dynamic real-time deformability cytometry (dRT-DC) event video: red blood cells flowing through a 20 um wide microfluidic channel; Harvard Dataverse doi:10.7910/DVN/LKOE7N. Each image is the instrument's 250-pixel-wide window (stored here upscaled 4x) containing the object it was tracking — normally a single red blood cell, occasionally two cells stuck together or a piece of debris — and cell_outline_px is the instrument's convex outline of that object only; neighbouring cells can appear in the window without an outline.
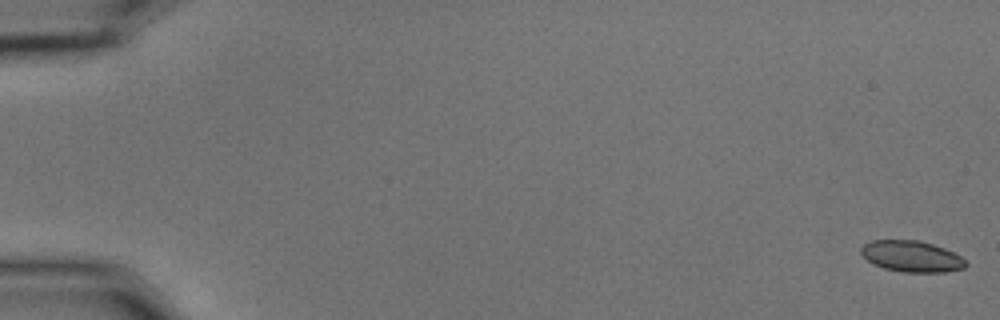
{"species": "common noctule bat (a hibernating species)", "species_latin": "Nyctalus noctula", "temperature_condition": "cold", "stored_images_in_passage": 38, "camera_frame_rate_fps": 3000, "um_per_image_px": 0.085, "animal": {"sex": "male", "body_mass_g": 15.6}, "frame": {"image": 1, "passage_image": 1, "time_ms": 0.0, "image_size_px": [1000, 320], "cell_outline_px": [[968, 264], [964, 268], [944, 272], [900, 272], [884, 268], [868, 260], [860, 252], [860, 248], [864, 244], [872, 240], [920, 240], [944, 248], [960, 256]], "centroid_in_image_um": [77.48, 21.79], "position_along_channel_um": 7.5, "area_um2": 18.9}}
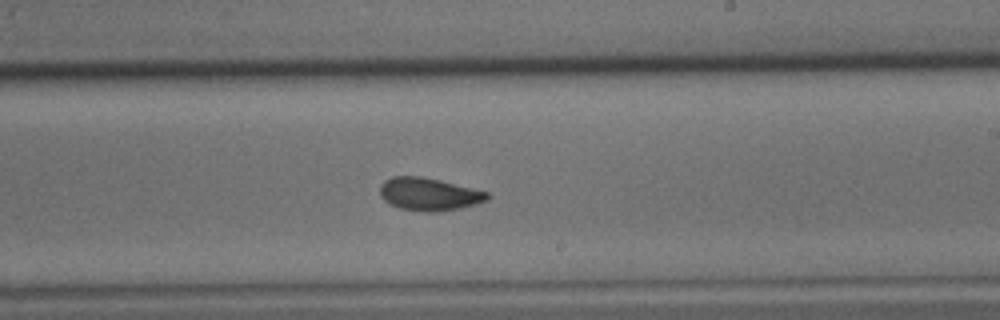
{"frame": {"image": 2, "passage_image": 35, "time_ms": 11.333, "image_size_px": [1000, 320], "cell_outline_px": [[492, 196], [488, 200], [476, 204], [460, 208], [436, 212], [428, 212], [400, 208], [384, 200], [380, 196], [380, 184], [384, 180], [392, 176], [420, 176], [440, 180], [488, 192]], "centroid_in_image_um": [36.47, 16.5], "position_along_channel_um": 252.5, "area_um2": 20.52}}
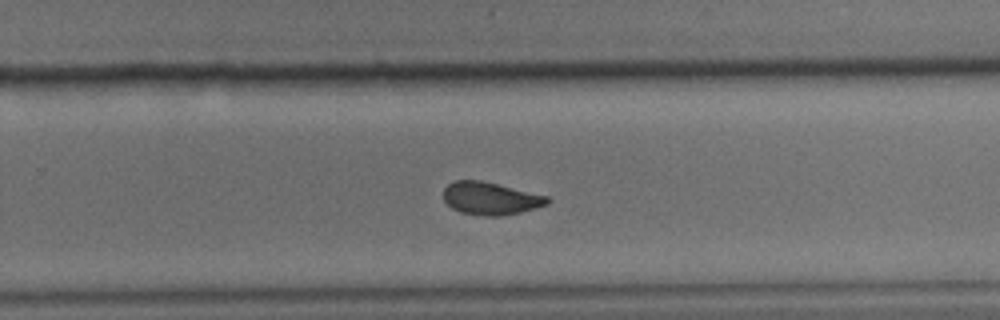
{"frame": {"image": 3, "passage_image": 38, "time_ms": 12.333, "image_size_px": [1000, 320], "cell_outline_px": [[552, 200], [548, 204], [536, 208], [520, 212], [496, 216], [480, 216], [460, 212], [452, 208], [444, 200], [444, 188], [448, 184], [456, 180], [480, 180], [548, 196]], "centroid_in_image_um": [41.7, 16.87], "position_along_channel_um": 288.1, "area_um2": 19.71}}